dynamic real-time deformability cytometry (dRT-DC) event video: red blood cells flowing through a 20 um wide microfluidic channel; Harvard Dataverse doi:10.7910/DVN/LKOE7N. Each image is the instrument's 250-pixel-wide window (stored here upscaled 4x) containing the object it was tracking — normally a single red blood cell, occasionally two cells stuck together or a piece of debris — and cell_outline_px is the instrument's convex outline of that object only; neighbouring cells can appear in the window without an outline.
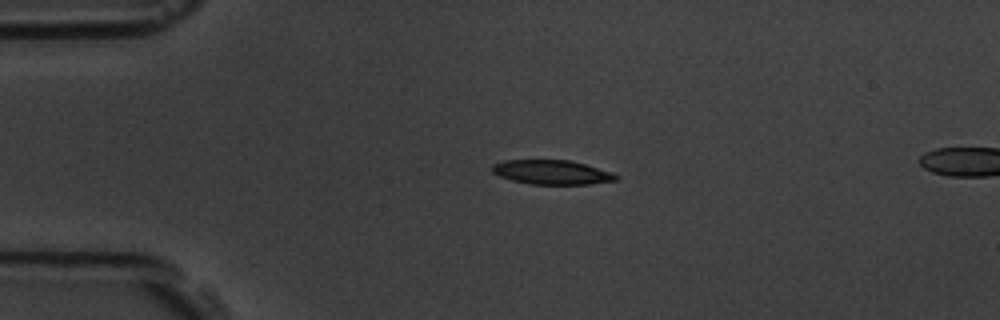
{"species": "common noctule bat (a hibernating species)", "species_latin": "Nyctalus noctula", "temperature_condition": "room temperature", "stored_images_in_passage": 5, "segment_of_instrument_passage": [1, 2], "camera_frame_rate_fps": 3000, "um_per_image_px": 0.085, "animal": {"sex": "male", "body_mass_g": 19.5, "forearm_length_mm": 54.6}, "frame": {"image": 1, "passage_image": 3, "time_ms": 2.0, "image_size_px": [1000, 320], "cell_outline_px": [[620, 176], [616, 180], [588, 184], [532, 184], [512, 180], [500, 176], [492, 172], [492, 164], [504, 160], [572, 160], [612, 172]], "centroid_in_image_um": [46.91, 14.63], "position_along_channel_um": 38.1, "area_um2": 17.51}}